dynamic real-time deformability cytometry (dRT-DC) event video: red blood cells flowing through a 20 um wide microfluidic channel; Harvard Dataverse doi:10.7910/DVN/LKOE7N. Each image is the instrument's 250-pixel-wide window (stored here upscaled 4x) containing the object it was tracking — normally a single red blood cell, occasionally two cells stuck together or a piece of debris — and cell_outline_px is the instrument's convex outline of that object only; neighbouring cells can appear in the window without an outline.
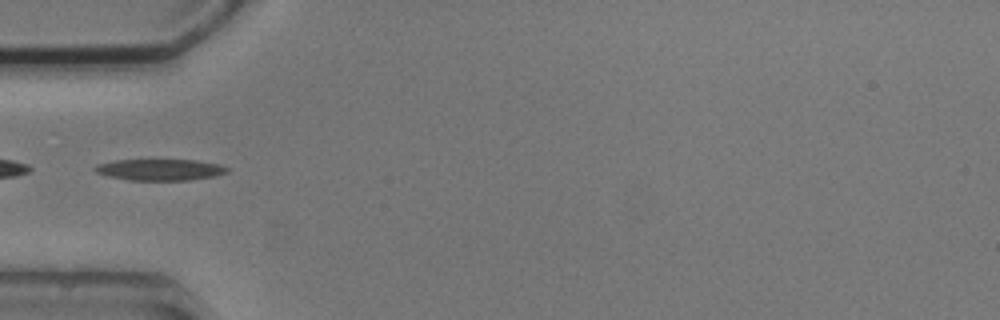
{"species": "common noctule bat (a hibernating species)", "species_latin": "Nyctalus noctula", "temperature_condition": "cold", "stored_images_in_passage": 6, "segment_of_instrument_passage": [2, 2], "camera_frame_rate_fps": 3000, "um_per_image_px": 0.085, "animal": {"sex": "male", "body_mass_g": 20.5, "forearm_length_mm": 52.5}, "frame": {"image": 1, "passage_image": 5, "time_ms": 5.0, "image_size_px": [1000, 320], "cell_outline_px": [[228, 172], [216, 176], [188, 180], [128, 180], [108, 176], [96, 172], [92, 168], [96, 164], [116, 160], [196, 160], [220, 164], [228, 168]], "centroid_in_image_um": [13.59, 14.42], "position_along_channel_um": 71.4, "area_um2": 16.47}}